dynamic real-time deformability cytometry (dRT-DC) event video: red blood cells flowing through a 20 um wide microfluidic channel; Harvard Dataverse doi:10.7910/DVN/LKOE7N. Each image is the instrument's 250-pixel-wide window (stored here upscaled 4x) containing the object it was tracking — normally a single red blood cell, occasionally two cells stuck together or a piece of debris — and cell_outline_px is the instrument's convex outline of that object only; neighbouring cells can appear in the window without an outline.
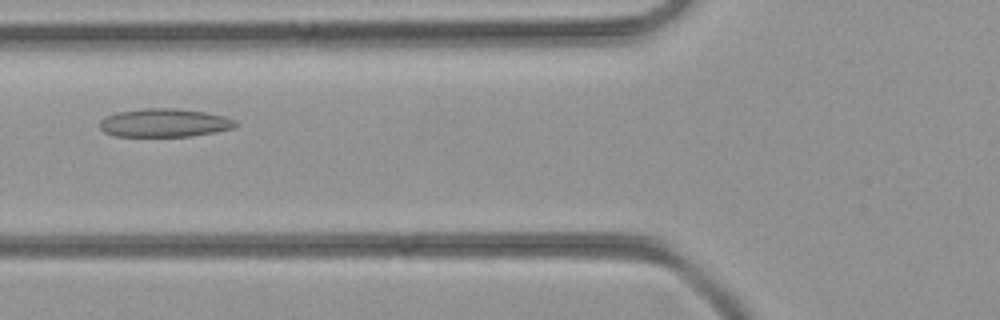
{"species": "common noctule bat (a hibernating species)", "species_latin": "Nyctalus noctula", "temperature_condition": "room temperature", "stored_images_in_passage": 38, "camera_frame_rate_fps": 3000, "um_per_image_px": 0.085, "animal": {"sex": "female", "body_mass_g": 21.9}, "frame": {"image": 1, "passage_image": 11, "time_ms": 3.333, "image_size_px": [1000, 320], "cell_outline_px": [[240, 124], [232, 128], [192, 136], [116, 136], [104, 132], [100, 128], [100, 120], [116, 112], [144, 108], [176, 108], [204, 112], [224, 116], [236, 120]], "centroid_in_image_um": [13.98, 10.43], "position_along_channel_um": 111.8, "area_um2": 22.37}}
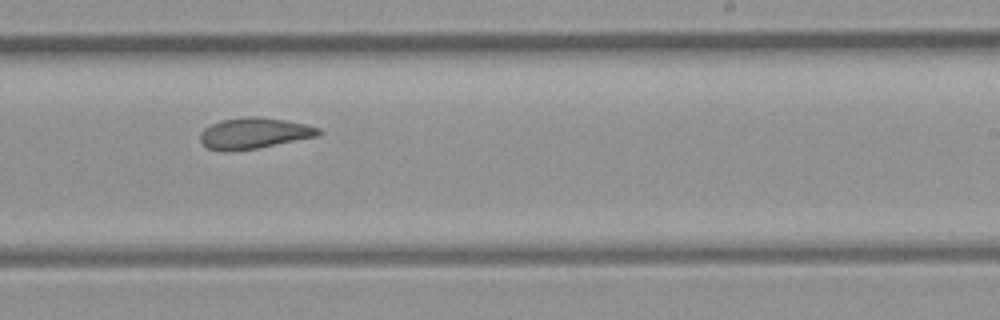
{"frame": {"image": 2, "passage_image": 21, "time_ms": 6.667, "image_size_px": [1000, 320], "cell_outline_px": [[324, 132], [320, 136], [256, 148], [224, 152], [208, 148], [200, 140], [200, 132], [204, 128], [220, 120], [248, 116], [256, 116], [284, 120], [304, 124], [320, 128]], "centroid_in_image_um": [21.61, 11.32], "position_along_channel_um": 267.4, "area_um2": 21.39}}
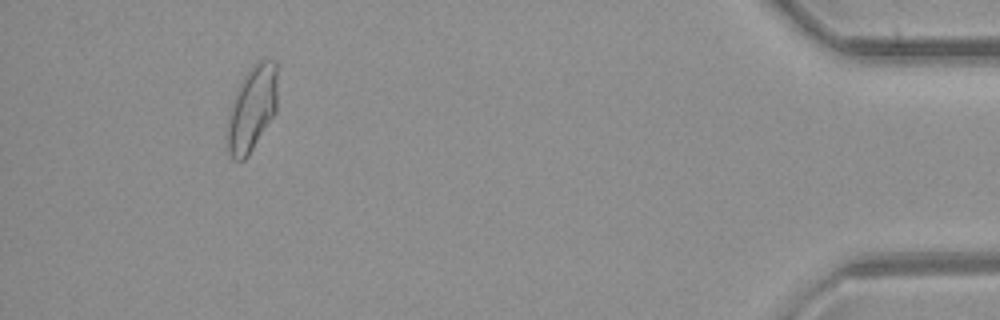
{"frame": {"image": 3, "passage_image": 35, "time_ms": 11.333, "image_size_px": [1000, 320], "cell_outline_px": [[276, 112], [248, 156], [244, 160], [232, 160], [228, 152], [228, 116], [232, 100], [244, 76], [252, 64], [256, 60], [276, 60]], "centroid_in_image_um": [21.42, 9.22], "position_along_channel_um": 413.8, "area_um2": 24.8}}